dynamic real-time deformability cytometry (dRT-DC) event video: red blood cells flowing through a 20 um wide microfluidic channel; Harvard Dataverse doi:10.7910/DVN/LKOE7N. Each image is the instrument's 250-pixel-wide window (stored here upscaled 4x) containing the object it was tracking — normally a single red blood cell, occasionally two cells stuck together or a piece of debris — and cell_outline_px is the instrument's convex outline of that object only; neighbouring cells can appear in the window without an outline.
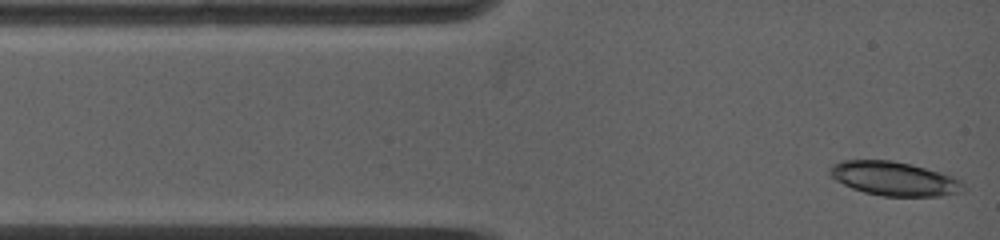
{"species": "common noctule bat (a hibernating species)", "species_latin": "Nyctalus noctula", "temperature_condition": "warm", "stored_images_in_passage": 8, "camera_frame_rate_fps": 5000, "um_per_image_px": 0.085, "animal": {"sex": "female", "body_mass_g": 19.0, "forearm_length_mm": 53.3}, "frame": {"image": 1, "passage_image": 1, "time_ms": 0.0, "image_size_px": [1000, 240], "cell_outline_px": [[968, 188], [964, 192], [940, 196], [884, 196], [864, 192], [852, 188], [836, 180], [828, 172], [828, 168], [832, 164], [840, 160], [892, 160], [912, 164], [952, 176], [960, 180]], "centroid_in_image_um": [76.03, 15.18], "position_along_channel_um": 9.0, "area_um2": 26.65}}
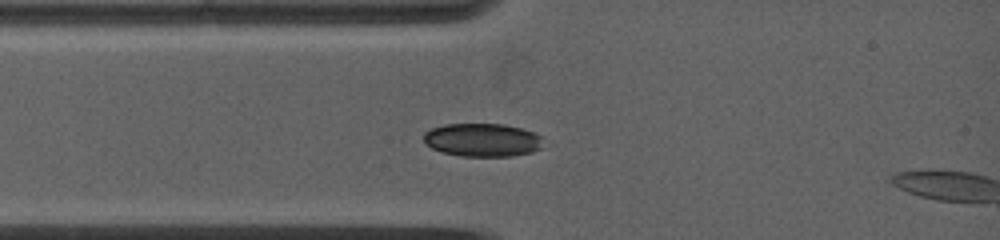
{"frame": {"image": 2, "passage_image": 7, "time_ms": 2.0, "image_size_px": [1000, 240], "cell_outline_px": [[544, 148], [532, 152], [512, 156], [460, 156], [440, 152], [424, 144], [424, 132], [432, 128], [444, 124], [504, 124], [520, 128], [532, 132], [540, 136]], "centroid_in_image_um": [40.99, 11.9], "position_along_channel_um": 44.0, "area_um2": 23.35}}